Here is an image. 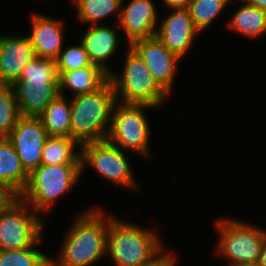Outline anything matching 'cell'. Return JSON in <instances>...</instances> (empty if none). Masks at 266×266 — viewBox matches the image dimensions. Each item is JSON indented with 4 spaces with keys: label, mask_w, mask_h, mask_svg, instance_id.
<instances>
[{
    "label": "cell",
    "mask_w": 266,
    "mask_h": 266,
    "mask_svg": "<svg viewBox=\"0 0 266 266\" xmlns=\"http://www.w3.org/2000/svg\"><path fill=\"white\" fill-rule=\"evenodd\" d=\"M122 74L109 75L116 101L126 104L159 106L167 99V93L155 81L152 73L139 54L128 46ZM121 99V100H120Z\"/></svg>",
    "instance_id": "8992f818"
},
{
    "label": "cell",
    "mask_w": 266,
    "mask_h": 266,
    "mask_svg": "<svg viewBox=\"0 0 266 266\" xmlns=\"http://www.w3.org/2000/svg\"><path fill=\"white\" fill-rule=\"evenodd\" d=\"M163 6L165 5L169 9H185L191 0H162Z\"/></svg>",
    "instance_id": "f1b7e54d"
},
{
    "label": "cell",
    "mask_w": 266,
    "mask_h": 266,
    "mask_svg": "<svg viewBox=\"0 0 266 266\" xmlns=\"http://www.w3.org/2000/svg\"><path fill=\"white\" fill-rule=\"evenodd\" d=\"M36 57L27 36L0 37V83L12 84L20 78L23 68Z\"/></svg>",
    "instance_id": "9a60e30c"
},
{
    "label": "cell",
    "mask_w": 266,
    "mask_h": 266,
    "mask_svg": "<svg viewBox=\"0 0 266 266\" xmlns=\"http://www.w3.org/2000/svg\"><path fill=\"white\" fill-rule=\"evenodd\" d=\"M21 116L11 84L0 83V137H8Z\"/></svg>",
    "instance_id": "d4e9b609"
},
{
    "label": "cell",
    "mask_w": 266,
    "mask_h": 266,
    "mask_svg": "<svg viewBox=\"0 0 266 266\" xmlns=\"http://www.w3.org/2000/svg\"><path fill=\"white\" fill-rule=\"evenodd\" d=\"M157 233L110 217L107 248L116 266H145L163 251Z\"/></svg>",
    "instance_id": "277c9868"
},
{
    "label": "cell",
    "mask_w": 266,
    "mask_h": 266,
    "mask_svg": "<svg viewBox=\"0 0 266 266\" xmlns=\"http://www.w3.org/2000/svg\"><path fill=\"white\" fill-rule=\"evenodd\" d=\"M228 23L230 30L256 38L266 33V11L243 1Z\"/></svg>",
    "instance_id": "7402d4cb"
},
{
    "label": "cell",
    "mask_w": 266,
    "mask_h": 266,
    "mask_svg": "<svg viewBox=\"0 0 266 266\" xmlns=\"http://www.w3.org/2000/svg\"><path fill=\"white\" fill-rule=\"evenodd\" d=\"M58 95L39 116L48 136L71 138V101Z\"/></svg>",
    "instance_id": "ffe728a7"
},
{
    "label": "cell",
    "mask_w": 266,
    "mask_h": 266,
    "mask_svg": "<svg viewBox=\"0 0 266 266\" xmlns=\"http://www.w3.org/2000/svg\"><path fill=\"white\" fill-rule=\"evenodd\" d=\"M157 18L152 0H131L126 7H121L118 27L125 31L128 46L154 36Z\"/></svg>",
    "instance_id": "5bb4252c"
},
{
    "label": "cell",
    "mask_w": 266,
    "mask_h": 266,
    "mask_svg": "<svg viewBox=\"0 0 266 266\" xmlns=\"http://www.w3.org/2000/svg\"><path fill=\"white\" fill-rule=\"evenodd\" d=\"M232 0H191L188 11L194 27L199 31L209 27Z\"/></svg>",
    "instance_id": "cb8c5ba5"
},
{
    "label": "cell",
    "mask_w": 266,
    "mask_h": 266,
    "mask_svg": "<svg viewBox=\"0 0 266 266\" xmlns=\"http://www.w3.org/2000/svg\"><path fill=\"white\" fill-rule=\"evenodd\" d=\"M31 22L32 32L27 37L36 57L56 60L63 49V22L35 13Z\"/></svg>",
    "instance_id": "2e32d148"
},
{
    "label": "cell",
    "mask_w": 266,
    "mask_h": 266,
    "mask_svg": "<svg viewBox=\"0 0 266 266\" xmlns=\"http://www.w3.org/2000/svg\"><path fill=\"white\" fill-rule=\"evenodd\" d=\"M29 174L23 168L14 146L0 137V188L8 196H19L27 186Z\"/></svg>",
    "instance_id": "e0dca14e"
},
{
    "label": "cell",
    "mask_w": 266,
    "mask_h": 266,
    "mask_svg": "<svg viewBox=\"0 0 266 266\" xmlns=\"http://www.w3.org/2000/svg\"><path fill=\"white\" fill-rule=\"evenodd\" d=\"M92 64L81 43L80 45L66 47L65 50H61L56 59L57 72L73 71L91 66Z\"/></svg>",
    "instance_id": "4316f807"
},
{
    "label": "cell",
    "mask_w": 266,
    "mask_h": 266,
    "mask_svg": "<svg viewBox=\"0 0 266 266\" xmlns=\"http://www.w3.org/2000/svg\"><path fill=\"white\" fill-rule=\"evenodd\" d=\"M216 225L218 253L228 258L231 266H256L266 231L231 218L219 220Z\"/></svg>",
    "instance_id": "ba28073f"
},
{
    "label": "cell",
    "mask_w": 266,
    "mask_h": 266,
    "mask_svg": "<svg viewBox=\"0 0 266 266\" xmlns=\"http://www.w3.org/2000/svg\"><path fill=\"white\" fill-rule=\"evenodd\" d=\"M36 245L37 242L20 250H0V266H50V256L37 250Z\"/></svg>",
    "instance_id": "484cf974"
},
{
    "label": "cell",
    "mask_w": 266,
    "mask_h": 266,
    "mask_svg": "<svg viewBox=\"0 0 266 266\" xmlns=\"http://www.w3.org/2000/svg\"><path fill=\"white\" fill-rule=\"evenodd\" d=\"M9 196L0 188V206L7 200Z\"/></svg>",
    "instance_id": "1f68e13d"
},
{
    "label": "cell",
    "mask_w": 266,
    "mask_h": 266,
    "mask_svg": "<svg viewBox=\"0 0 266 266\" xmlns=\"http://www.w3.org/2000/svg\"><path fill=\"white\" fill-rule=\"evenodd\" d=\"M47 137V131L39 117L22 115L7 137L28 174L41 165L43 146Z\"/></svg>",
    "instance_id": "8fae6325"
},
{
    "label": "cell",
    "mask_w": 266,
    "mask_h": 266,
    "mask_svg": "<svg viewBox=\"0 0 266 266\" xmlns=\"http://www.w3.org/2000/svg\"><path fill=\"white\" fill-rule=\"evenodd\" d=\"M76 145L78 153L74 151ZM80 147L73 138L48 136L43 146L41 164H81Z\"/></svg>",
    "instance_id": "44dd1931"
},
{
    "label": "cell",
    "mask_w": 266,
    "mask_h": 266,
    "mask_svg": "<svg viewBox=\"0 0 266 266\" xmlns=\"http://www.w3.org/2000/svg\"><path fill=\"white\" fill-rule=\"evenodd\" d=\"M82 164H41L29 174V180L19 197L36 213L47 214L57 198L78 182Z\"/></svg>",
    "instance_id": "5b68a950"
},
{
    "label": "cell",
    "mask_w": 266,
    "mask_h": 266,
    "mask_svg": "<svg viewBox=\"0 0 266 266\" xmlns=\"http://www.w3.org/2000/svg\"><path fill=\"white\" fill-rule=\"evenodd\" d=\"M117 29L104 26L91 25L81 38V44L85 48L90 61L111 74L107 66V60L114 55L119 43ZM106 64V65H105Z\"/></svg>",
    "instance_id": "ac0fdd59"
},
{
    "label": "cell",
    "mask_w": 266,
    "mask_h": 266,
    "mask_svg": "<svg viewBox=\"0 0 266 266\" xmlns=\"http://www.w3.org/2000/svg\"><path fill=\"white\" fill-rule=\"evenodd\" d=\"M82 172L86 164L112 183L138 189L125 151L108 140L91 142L80 147Z\"/></svg>",
    "instance_id": "30bf717a"
},
{
    "label": "cell",
    "mask_w": 266,
    "mask_h": 266,
    "mask_svg": "<svg viewBox=\"0 0 266 266\" xmlns=\"http://www.w3.org/2000/svg\"><path fill=\"white\" fill-rule=\"evenodd\" d=\"M56 60L35 57L11 86L22 116L39 117L59 95Z\"/></svg>",
    "instance_id": "3957f363"
},
{
    "label": "cell",
    "mask_w": 266,
    "mask_h": 266,
    "mask_svg": "<svg viewBox=\"0 0 266 266\" xmlns=\"http://www.w3.org/2000/svg\"><path fill=\"white\" fill-rule=\"evenodd\" d=\"M124 0H73L77 6V17L80 22L96 25L100 20L105 19L112 13L121 14V7Z\"/></svg>",
    "instance_id": "603a6c76"
},
{
    "label": "cell",
    "mask_w": 266,
    "mask_h": 266,
    "mask_svg": "<svg viewBox=\"0 0 266 266\" xmlns=\"http://www.w3.org/2000/svg\"><path fill=\"white\" fill-rule=\"evenodd\" d=\"M200 32L194 27L190 13L185 9H172L166 19L156 30V36L163 42L165 47L180 59L184 57L194 38Z\"/></svg>",
    "instance_id": "4fadbf2b"
},
{
    "label": "cell",
    "mask_w": 266,
    "mask_h": 266,
    "mask_svg": "<svg viewBox=\"0 0 266 266\" xmlns=\"http://www.w3.org/2000/svg\"><path fill=\"white\" fill-rule=\"evenodd\" d=\"M38 215L19 196H9L0 206V250H20L39 242L44 225Z\"/></svg>",
    "instance_id": "52a82bcc"
},
{
    "label": "cell",
    "mask_w": 266,
    "mask_h": 266,
    "mask_svg": "<svg viewBox=\"0 0 266 266\" xmlns=\"http://www.w3.org/2000/svg\"><path fill=\"white\" fill-rule=\"evenodd\" d=\"M176 256L172 254L161 253L153 262L145 266H176Z\"/></svg>",
    "instance_id": "83f0119b"
},
{
    "label": "cell",
    "mask_w": 266,
    "mask_h": 266,
    "mask_svg": "<svg viewBox=\"0 0 266 266\" xmlns=\"http://www.w3.org/2000/svg\"><path fill=\"white\" fill-rule=\"evenodd\" d=\"M241 1V0H239ZM245 3L266 11V0H242Z\"/></svg>",
    "instance_id": "f546056e"
},
{
    "label": "cell",
    "mask_w": 266,
    "mask_h": 266,
    "mask_svg": "<svg viewBox=\"0 0 266 266\" xmlns=\"http://www.w3.org/2000/svg\"><path fill=\"white\" fill-rule=\"evenodd\" d=\"M116 102L110 79L94 92L74 96L71 99V138L80 146L107 140Z\"/></svg>",
    "instance_id": "7a4b0ae2"
},
{
    "label": "cell",
    "mask_w": 266,
    "mask_h": 266,
    "mask_svg": "<svg viewBox=\"0 0 266 266\" xmlns=\"http://www.w3.org/2000/svg\"><path fill=\"white\" fill-rule=\"evenodd\" d=\"M145 104L116 102L112 110L111 127L107 140L115 146L147 157L149 151V124Z\"/></svg>",
    "instance_id": "9c48e42d"
},
{
    "label": "cell",
    "mask_w": 266,
    "mask_h": 266,
    "mask_svg": "<svg viewBox=\"0 0 266 266\" xmlns=\"http://www.w3.org/2000/svg\"><path fill=\"white\" fill-rule=\"evenodd\" d=\"M256 266H266V237Z\"/></svg>",
    "instance_id": "4dcf8cb0"
},
{
    "label": "cell",
    "mask_w": 266,
    "mask_h": 266,
    "mask_svg": "<svg viewBox=\"0 0 266 266\" xmlns=\"http://www.w3.org/2000/svg\"><path fill=\"white\" fill-rule=\"evenodd\" d=\"M131 47L146 63L158 85L169 95L180 58L170 52L156 35L135 41Z\"/></svg>",
    "instance_id": "7c38bea8"
},
{
    "label": "cell",
    "mask_w": 266,
    "mask_h": 266,
    "mask_svg": "<svg viewBox=\"0 0 266 266\" xmlns=\"http://www.w3.org/2000/svg\"><path fill=\"white\" fill-rule=\"evenodd\" d=\"M104 214L97 207L79 214L65 236L58 259L50 258V266H89L106 255L110 217Z\"/></svg>",
    "instance_id": "6da1fadb"
},
{
    "label": "cell",
    "mask_w": 266,
    "mask_h": 266,
    "mask_svg": "<svg viewBox=\"0 0 266 266\" xmlns=\"http://www.w3.org/2000/svg\"><path fill=\"white\" fill-rule=\"evenodd\" d=\"M59 95L65 96V88L75 92L74 96L87 94L100 89L108 80L109 73L102 67L92 64L81 69L58 72Z\"/></svg>",
    "instance_id": "d6986e66"
}]
</instances>
